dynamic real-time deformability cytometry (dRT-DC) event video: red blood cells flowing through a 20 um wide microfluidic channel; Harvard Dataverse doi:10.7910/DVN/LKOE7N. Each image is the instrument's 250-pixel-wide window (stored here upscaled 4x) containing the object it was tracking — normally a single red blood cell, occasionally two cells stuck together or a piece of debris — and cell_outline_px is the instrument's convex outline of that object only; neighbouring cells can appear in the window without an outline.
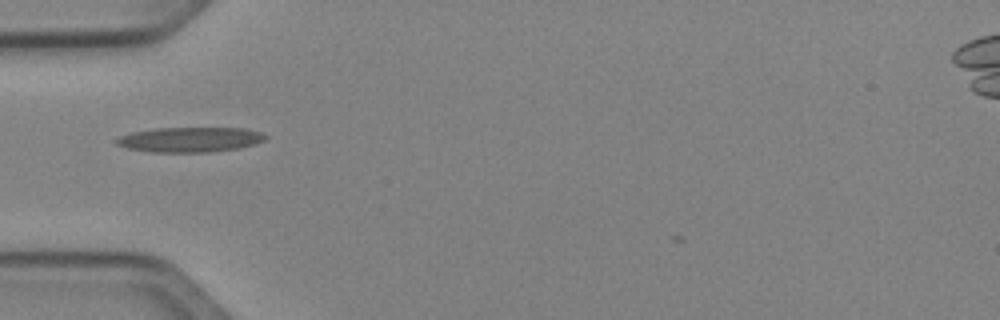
{"species": "Egyptian fruit bat (a non-hibernating species)", "species_latin": "Rousettus aegyptiacus", "temperature_condition": "cold", "stored_images_in_passage": 32, "camera_frame_rate_fps": 3000, "um_per_image_px": 0.085, "animal": {"sex": "female"}, "frame": {"image": 1, "passage_image": 1, "time_ms": 0.0, "image_size_px": [1000, 320], "cell_outline_px": [[268, 136], [264, 140], [256, 144], [240, 148], [212, 152], [148, 152], [128, 148], [116, 144], [116, 140], [120, 136], [132, 132], [156, 128], [244, 128], [260, 132]], "centroid_in_image_um": [16.18, 11.87], "position_along_channel_um": 68.8, "area_um2": 21.73}}
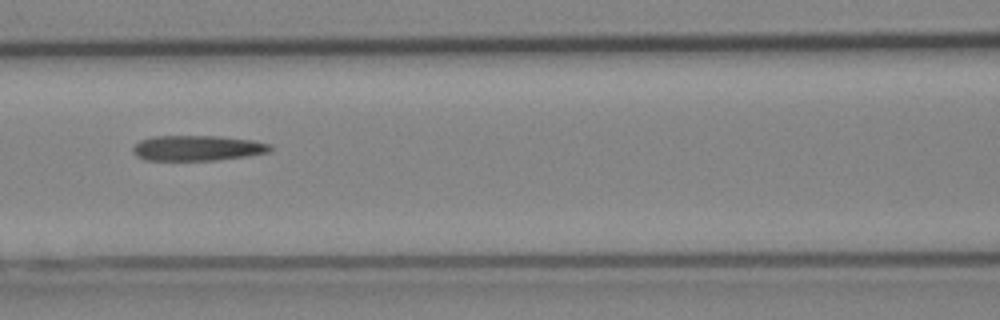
{"frame": {"image": 2, "passage_image": 7, "time_ms": 2.0, "image_size_px": [1000, 320], "cell_outline_px": [[272, 148], [268, 152], [248, 156], [216, 160], [144, 160], [136, 156], [132, 152], [132, 148], [140, 140], [152, 136], [220, 136], [252, 140], [272, 144]], "centroid_in_image_um": [16.77, 12.58], "position_along_channel_um": 149.8, "area_um2": 20.4}}
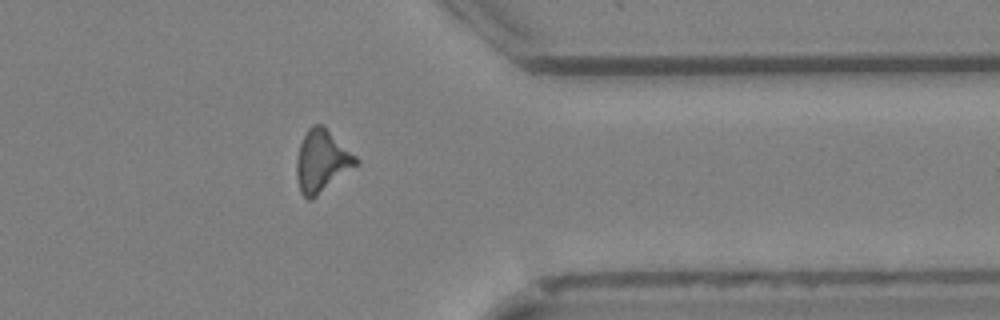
{"frame": {"image": 3, "passage_image": 25, "time_ms": 8.0, "image_size_px": [1000, 320], "cell_outline_px": [[360, 164], [312, 200], [308, 200], [300, 192], [296, 176], [296, 160], [300, 144], [308, 128], [312, 124], [324, 124], [360, 160]], "centroid_in_image_um": [27.37, 13.69], "position_along_channel_um": 384.0, "area_um2": 21.96}, "authors_computed_cell_mechanics": {"area_um2": 20.4034, "velocity_mm_per_s": 4.0641, "shape_relaxation_time_tau1_ms": 11.1087, "shape_relaxation_time_tau2_ms": 3.6127, "deformation_change_tau1": 0.251, "deformation_change_tau2": 0.1562}}